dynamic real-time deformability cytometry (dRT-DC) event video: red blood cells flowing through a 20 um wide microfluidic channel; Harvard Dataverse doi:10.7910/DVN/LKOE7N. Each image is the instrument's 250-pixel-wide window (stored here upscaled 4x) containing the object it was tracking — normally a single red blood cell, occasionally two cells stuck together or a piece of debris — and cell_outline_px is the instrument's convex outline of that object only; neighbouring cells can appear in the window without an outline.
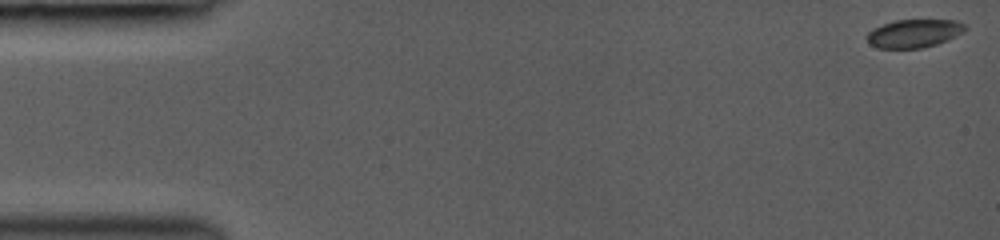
{"species": "common noctule bat (a hibernating species)", "species_latin": "Nyctalus noctula", "temperature_condition": "room temperature", "stored_images_in_passage": 13, "camera_frame_rate_fps": 3000, "um_per_image_px": 0.085, "animal": {"sex": "female", "body_mass_g": 19.0, "forearm_length_mm": 53.3}, "frame": {"image": 1, "passage_image": 1, "time_ms": 0.0, "image_size_px": [1000, 240], "cell_outline_px": [[968, 28], [964, 32], [948, 40], [924, 48], [876, 48], [864, 36], [872, 28], [896, 20], [956, 20], [964, 24]], "centroid_in_image_um": [77.7, 2.84], "position_along_channel_um": 7.3, "area_um2": 16.24}}
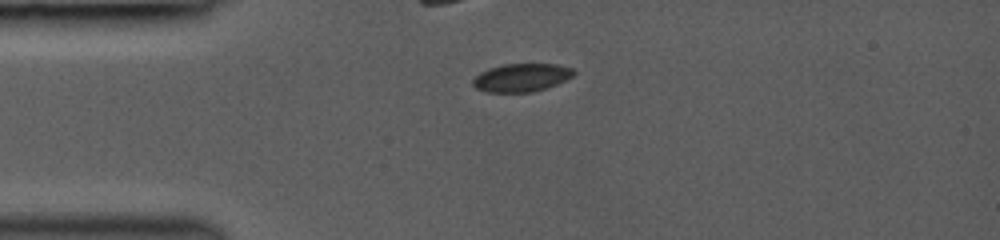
{"frame": {"image": 2, "passage_image": 8, "time_ms": 3.667, "image_size_px": [1000, 240], "cell_outline_px": [[576, 72], [572, 76], [556, 84], [532, 92], [488, 92], [476, 88], [472, 84], [472, 80], [480, 72], [488, 68], [504, 64], [556, 64], [572, 68]], "centroid_in_image_um": [44.3, 6.59], "position_along_channel_um": 40.7, "area_um2": 16.42}}